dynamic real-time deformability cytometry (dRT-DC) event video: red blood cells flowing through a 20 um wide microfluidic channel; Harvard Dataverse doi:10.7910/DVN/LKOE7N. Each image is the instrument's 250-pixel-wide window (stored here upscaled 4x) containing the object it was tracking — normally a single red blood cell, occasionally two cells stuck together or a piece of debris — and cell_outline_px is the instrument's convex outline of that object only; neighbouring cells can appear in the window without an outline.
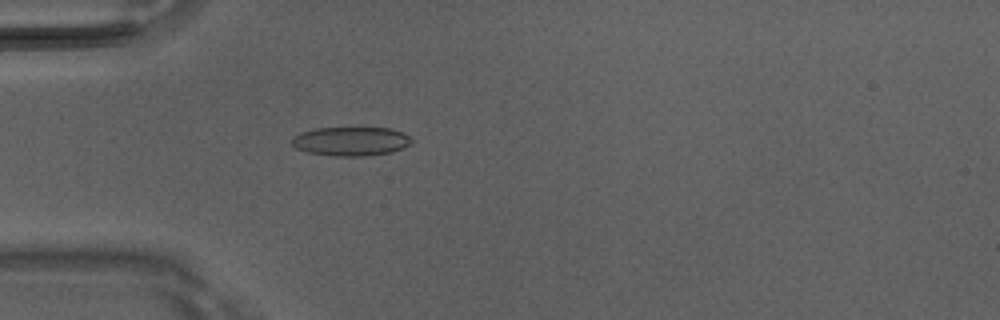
{"species": "Egyptian fruit bat (a non-hibernating species)", "species_latin": "Rousettus aegyptiacus", "temperature_condition": "room temperature", "stored_images_in_passage": 4, "camera_frame_rate_fps": 3000, "um_per_image_px": 0.085, "animal": {"sex": "male"}, "frame": {"image": 1, "passage_image": 4, "time_ms": 1.0, "image_size_px": [1000, 320], "cell_outline_px": [[412, 140], [404, 148], [392, 152], [364, 156], [332, 156], [304, 152], [296, 148], [292, 144], [292, 136], [300, 132], [316, 128], [392, 128], [408, 136]], "centroid_in_image_um": [29.77, 12.01], "position_along_channel_um": 55.2, "area_um2": 20.29}}